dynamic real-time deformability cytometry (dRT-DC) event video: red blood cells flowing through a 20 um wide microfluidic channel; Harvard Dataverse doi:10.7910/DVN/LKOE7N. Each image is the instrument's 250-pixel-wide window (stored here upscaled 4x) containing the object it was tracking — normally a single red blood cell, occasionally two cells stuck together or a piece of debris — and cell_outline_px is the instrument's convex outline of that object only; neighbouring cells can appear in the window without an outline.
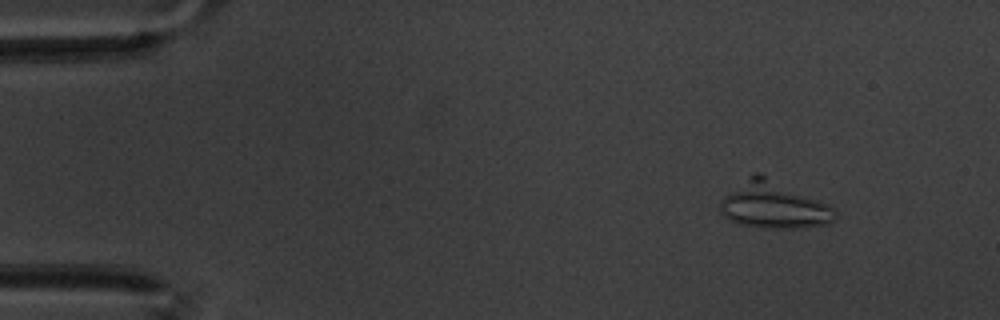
{"species": "common noctule bat (a hibernating species)", "species_latin": "Nyctalus noctula", "temperature_condition": "warm", "stored_images_in_passage": 23, "camera_frame_rate_fps": 3000, "um_per_image_px": 0.085, "animal": {"sex": "male", "body_mass_g": 20.1, "forearm_length_mm": 53.5}, "frame": {"image": 1, "passage_image": 6, "time_ms": 1.667, "image_size_px": [1000, 320], "cell_outline_px": [[836, 220], [828, 224], [796, 228], [764, 228], [740, 224], [728, 220], [724, 216], [720, 208], [720, 200], [724, 196], [752, 172], [760, 172], [832, 208], [836, 212]], "centroid_in_image_um": [65.71, 17.44], "position_along_channel_um": 19.3, "area_um2": 30.87}}
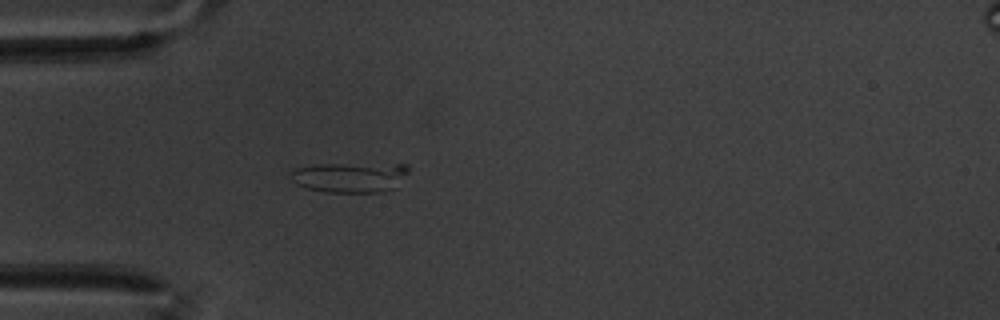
{"frame": {"image": 2, "passage_image": 17, "time_ms": 5.333, "image_size_px": [1000, 320], "cell_outline_px": [[408, 172], [396, 188], [384, 192], [324, 192], [304, 188], [296, 184], [288, 176], [288, 172], [296, 168], [316, 164], [408, 164]], "centroid_in_image_um": [29.72, 15.07], "position_along_channel_um": 55.3, "area_um2": 21.1}}